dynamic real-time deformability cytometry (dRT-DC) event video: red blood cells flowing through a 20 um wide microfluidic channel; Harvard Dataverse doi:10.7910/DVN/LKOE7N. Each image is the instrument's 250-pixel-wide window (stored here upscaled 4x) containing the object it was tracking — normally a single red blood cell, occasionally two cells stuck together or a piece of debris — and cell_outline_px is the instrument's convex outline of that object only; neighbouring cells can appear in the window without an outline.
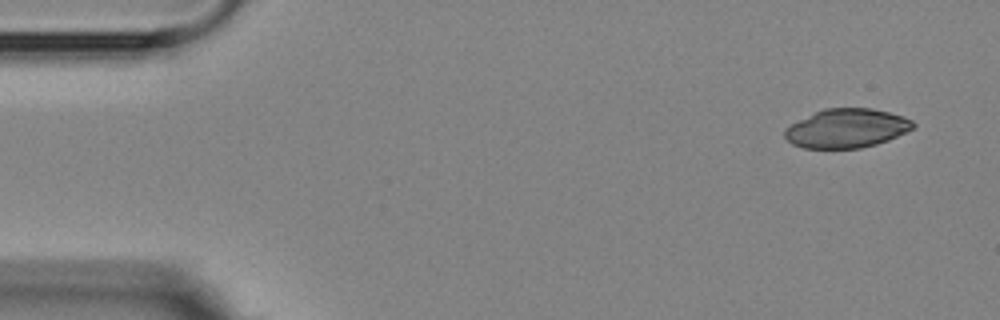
{"species": "Egyptian fruit bat (a non-hibernating species)", "species_latin": "Rousettus aegyptiacus", "temperature_condition": "room temperature", "stored_images_in_passage": 5, "camera_frame_rate_fps": 3000, "um_per_image_px": 0.085, "animal": {"sex": "female"}, "frame": {"image": 1, "passage_image": 1, "time_ms": 0.0, "image_size_px": [1000, 320], "cell_outline_px": [[916, 124], [912, 128], [888, 140], [876, 144], [860, 148], [804, 148], [792, 144], [784, 136], [784, 128], [824, 108], [872, 108], [904, 116], [912, 120]], "centroid_in_image_um": [71.96, 10.91], "position_along_channel_um": 13.0, "area_um2": 28.9}}
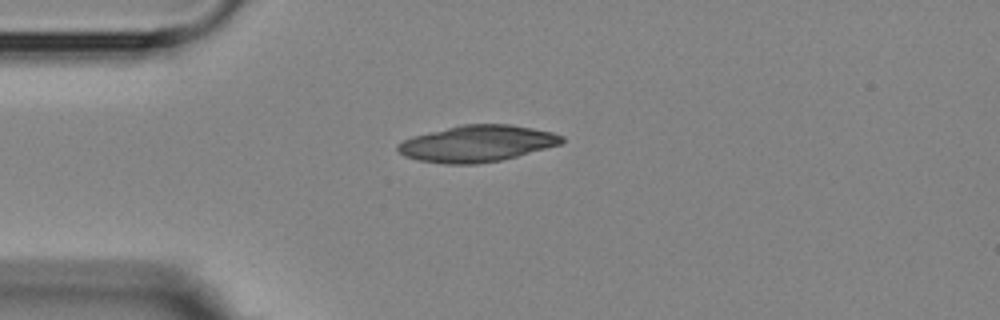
{"frame": {"image": 2, "passage_image": 3, "time_ms": 3.333, "image_size_px": [1000, 320], "cell_outline_px": [[564, 140], [560, 144], [516, 156], [500, 160], [476, 164], [444, 164], [416, 160], [404, 156], [396, 148], [396, 144], [412, 136], [464, 124], [508, 124], [532, 128], [552, 132], [564, 136]], "centroid_in_image_um": [40.52, 12.21], "position_along_channel_um": 44.5, "area_um2": 34.62}}
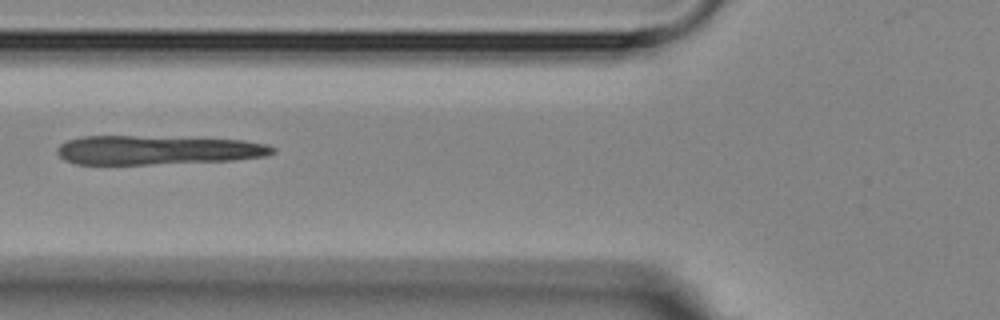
{"frame": {"image": 3, "passage_image": 5, "time_ms": 5.667, "image_size_px": [1000, 320], "cell_outline_px": [[276, 152], [268, 156], [232, 160], [148, 164], [76, 164], [64, 160], [56, 152], [56, 148], [60, 144], [68, 140], [80, 136], [132, 136], [244, 140], [268, 144], [276, 148]], "centroid_in_image_um": [13.38, 12.75], "position_along_channel_um": 112.4, "area_um2": 36.47}}